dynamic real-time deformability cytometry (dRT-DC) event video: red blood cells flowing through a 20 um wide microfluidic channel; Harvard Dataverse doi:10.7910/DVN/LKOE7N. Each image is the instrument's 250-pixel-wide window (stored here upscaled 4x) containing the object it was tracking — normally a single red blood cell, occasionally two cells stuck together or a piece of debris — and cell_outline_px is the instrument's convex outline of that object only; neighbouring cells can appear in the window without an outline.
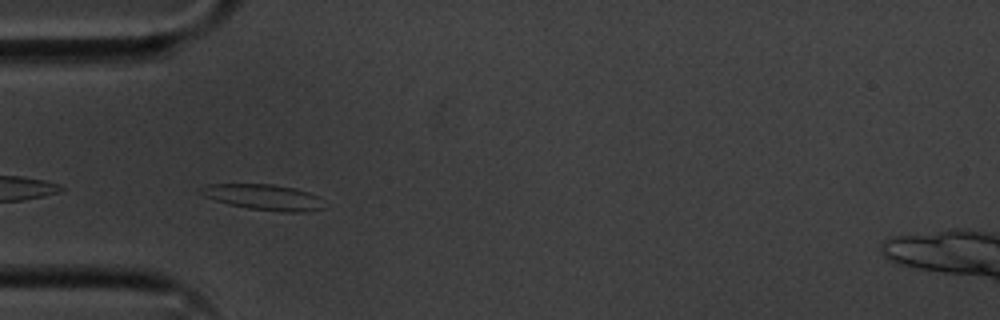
{"species": "common noctule bat (a hibernating species)", "species_latin": "Nyctalus noctula", "temperature_condition": "cold", "stored_images_in_passage": 28, "camera_frame_rate_fps": 3000, "um_per_image_px": 0.085, "animal": {"sex": "male", "body_mass_g": 20.1, "forearm_length_mm": 53.5}, "frame": {"image": 1, "passage_image": 2, "time_ms": 0.333, "image_size_px": [1000, 320], "cell_outline_px": [[324, 208], [308, 212], [284, 212], [248, 208], [228, 204], [204, 196], [196, 192], [200, 188], [208, 184], [272, 184], [292, 188], [308, 192], [320, 196]], "centroid_in_image_um": [22.4, 16.76], "position_along_channel_um": 62.6, "area_um2": 18.5}}
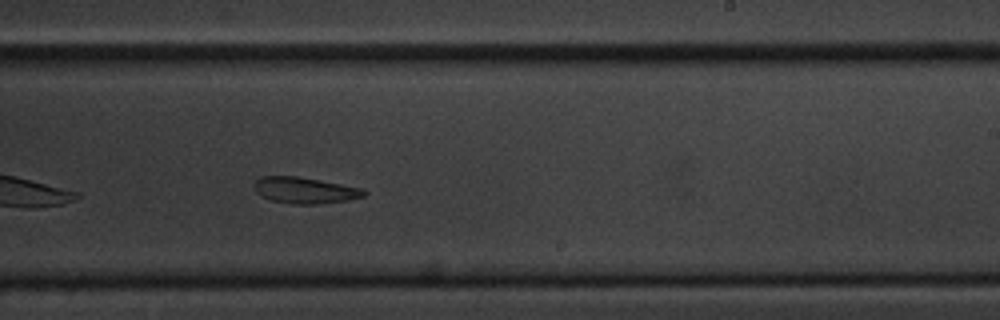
{"frame": {"image": 2, "passage_image": 19, "time_ms": 6.0, "image_size_px": [1000, 320], "cell_outline_px": [[368, 192], [364, 196], [348, 200], [316, 204], [292, 204], [268, 200], [256, 192], [256, 180], [260, 176], [296, 176], [340, 184], [360, 188]], "centroid_in_image_um": [25.89, 16.18], "position_along_channel_um": 263.1, "area_um2": 16.59}}
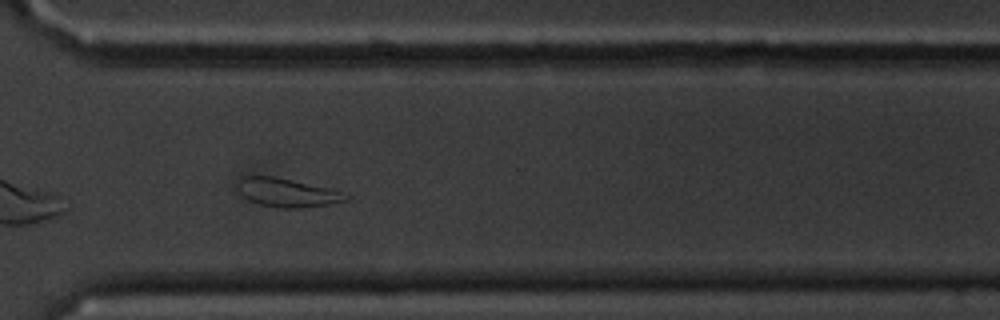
{"frame": {"image": 3, "passage_image": 26, "time_ms": 8.333, "image_size_px": [1000, 320], "cell_outline_px": [[348, 200], [328, 204], [300, 208], [284, 208], [260, 204], [248, 200], [236, 188], [240, 176], [276, 176], [332, 188], [348, 196]], "centroid_in_image_um": [24.38, 16.35], "position_along_channel_um": 346.2, "area_um2": 18.09}, "authors_computed_cell_mechanics": {"area_um2": 17.3978, "velocity_mm_per_s": 3.5574, "shape_relaxation_time_tau1_ms": null, "shape_relaxation_time_tau2_ms": 8.9687, "deformation_change_tau1": null, "deformation_change_tau2": 0.1572}}